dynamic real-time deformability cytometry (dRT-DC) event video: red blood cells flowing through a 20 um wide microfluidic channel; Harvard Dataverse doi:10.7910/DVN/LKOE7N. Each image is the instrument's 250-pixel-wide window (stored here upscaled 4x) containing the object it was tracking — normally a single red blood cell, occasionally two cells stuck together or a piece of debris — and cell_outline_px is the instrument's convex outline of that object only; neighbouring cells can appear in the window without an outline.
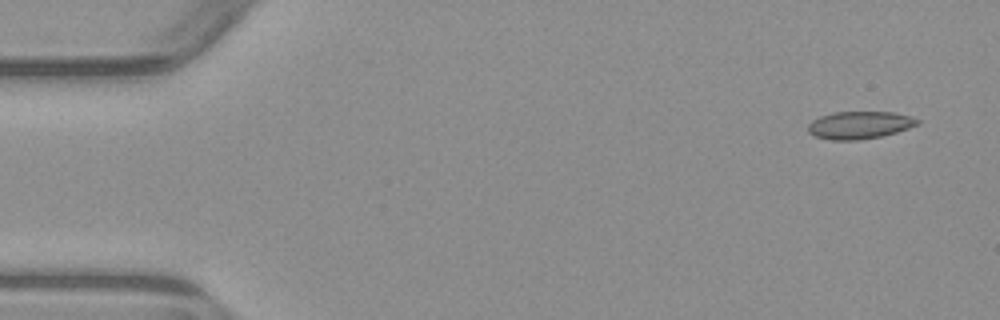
{"species": "common noctule bat (a hibernating species)", "species_latin": "Nyctalus noctula", "temperature_condition": "warm", "stored_images_in_passage": 5, "camera_frame_rate_fps": 3000, "um_per_image_px": 0.085, "animal": {"sex": "male", "body_mass_g": 23.1, "forearm_length_mm": 52.7}, "frame": {"image": 1, "passage_image": 1, "time_ms": 0.0, "image_size_px": [1000, 320], "cell_outline_px": [[920, 124], [896, 132], [880, 136], [860, 140], [832, 140], [816, 136], [808, 132], [808, 124], [812, 120], [820, 116], [836, 112], [892, 112], [908, 116], [920, 120]], "centroid_in_image_um": [73.05, 10.63], "position_along_channel_um": 12.0, "area_um2": 17.4}}
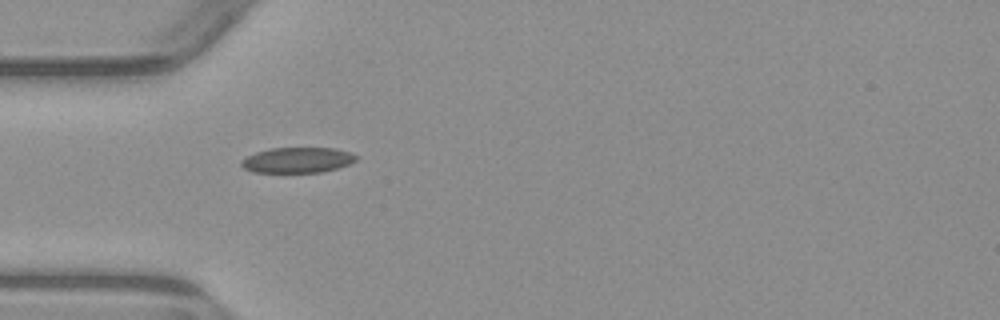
{"frame": {"image": 2, "passage_image": 4, "time_ms": 4.333, "image_size_px": [1000, 320], "cell_outline_px": [[356, 160], [348, 164], [336, 168], [320, 172], [252, 172], [244, 168], [240, 164], [240, 160], [256, 152], [272, 148], [336, 148], [352, 152], [356, 156]], "centroid_in_image_um": [25.27, 13.6], "position_along_channel_um": 59.7, "area_um2": 16.94}}
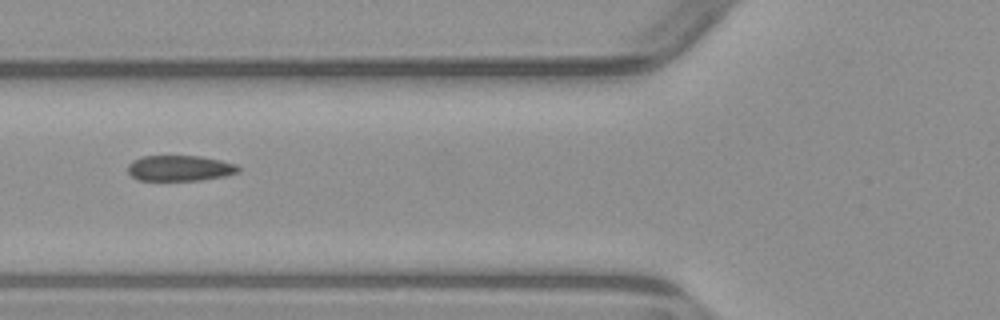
{"frame": {"image": 3, "passage_image": 5, "time_ms": 5.667, "image_size_px": [1000, 320], "cell_outline_px": [[240, 172], [224, 176], [200, 180], [136, 180], [128, 172], [128, 164], [132, 160], [140, 156], [200, 156], [220, 160], [236, 164], [240, 168]], "centroid_in_image_um": [15.27, 14.29], "position_along_channel_um": 110.5, "area_um2": 16.59}}